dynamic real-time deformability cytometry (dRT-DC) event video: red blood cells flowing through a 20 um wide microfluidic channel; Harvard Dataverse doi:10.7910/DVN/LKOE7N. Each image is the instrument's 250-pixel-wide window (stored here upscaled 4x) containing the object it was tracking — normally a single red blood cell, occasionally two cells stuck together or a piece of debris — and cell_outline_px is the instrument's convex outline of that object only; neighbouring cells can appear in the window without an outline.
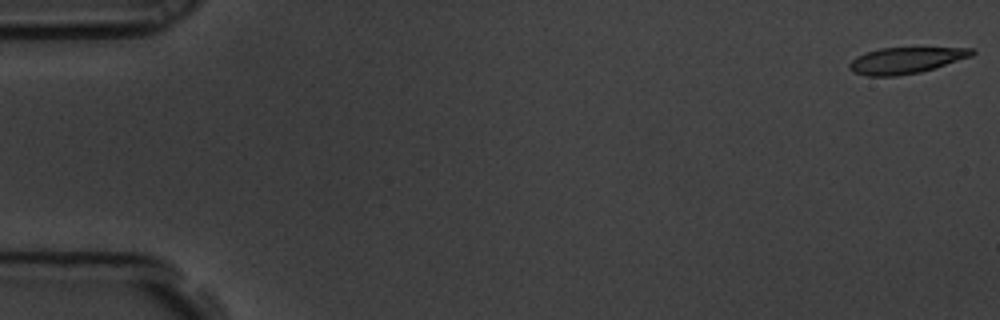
{"species": "common noctule bat (a hibernating species)", "species_latin": "Nyctalus noctula", "temperature_condition": "room temperature", "stored_images_in_passage": 8, "camera_frame_rate_fps": 3000, "um_per_image_px": 0.085, "animal": {"sex": "male", "body_mass_g": 19.5, "forearm_length_mm": 54.6}, "frame": {"image": 1, "passage_image": 1, "time_ms": 0.0, "image_size_px": [1000, 320], "cell_outline_px": [[976, 52], [972, 56], [920, 72], [896, 76], [868, 76], [852, 72], [848, 68], [848, 64], [856, 56], [864, 52], [880, 48], [976, 48]], "centroid_in_image_um": [76.95, 5.13], "position_along_channel_um": 8.0, "area_um2": 18.73}}
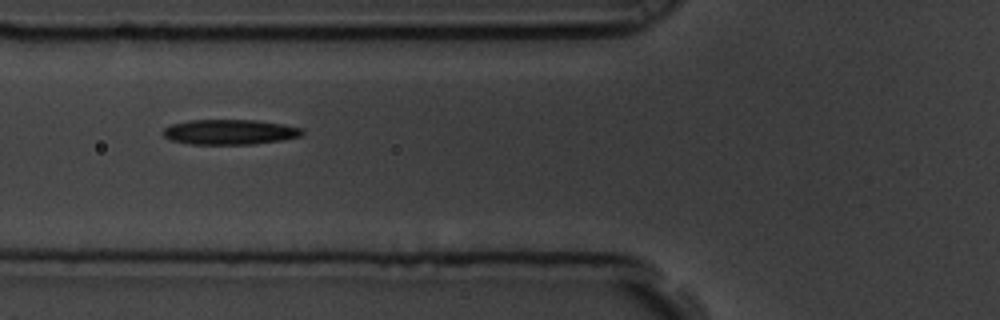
{"frame": {"image": 2, "passage_image": 7, "time_ms": 2.0, "image_size_px": [1000, 320], "cell_outline_px": [[304, 132], [300, 136], [284, 140], [252, 144], [192, 144], [172, 140], [164, 136], [160, 132], [164, 128], [172, 124], [188, 120], [256, 120], [284, 124], [304, 128]], "centroid_in_image_um": [19.55, 11.21], "position_along_channel_um": 106.2, "area_um2": 20.46}}
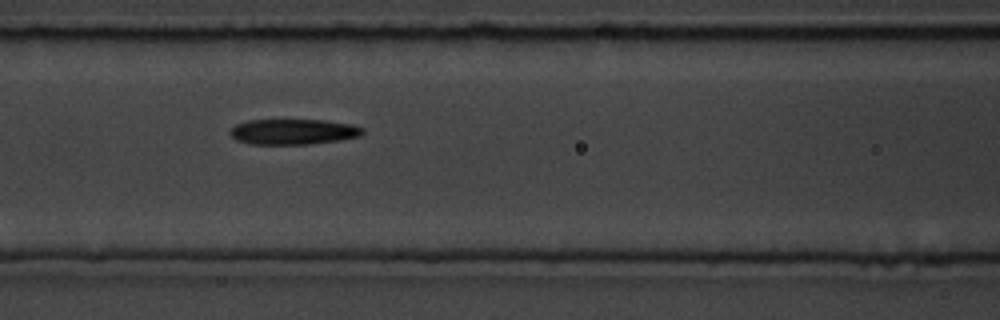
{"frame": {"image": 3, "passage_image": 8, "time_ms": 2.333, "image_size_px": [1000, 320], "cell_outline_px": [[364, 132], [360, 136], [340, 140], [308, 144], [252, 144], [236, 140], [228, 132], [236, 124], [248, 120], [324, 120], [352, 124], [364, 128]], "centroid_in_image_um": [24.94, 11.19], "position_along_channel_um": 141.7, "area_um2": 19.71}}